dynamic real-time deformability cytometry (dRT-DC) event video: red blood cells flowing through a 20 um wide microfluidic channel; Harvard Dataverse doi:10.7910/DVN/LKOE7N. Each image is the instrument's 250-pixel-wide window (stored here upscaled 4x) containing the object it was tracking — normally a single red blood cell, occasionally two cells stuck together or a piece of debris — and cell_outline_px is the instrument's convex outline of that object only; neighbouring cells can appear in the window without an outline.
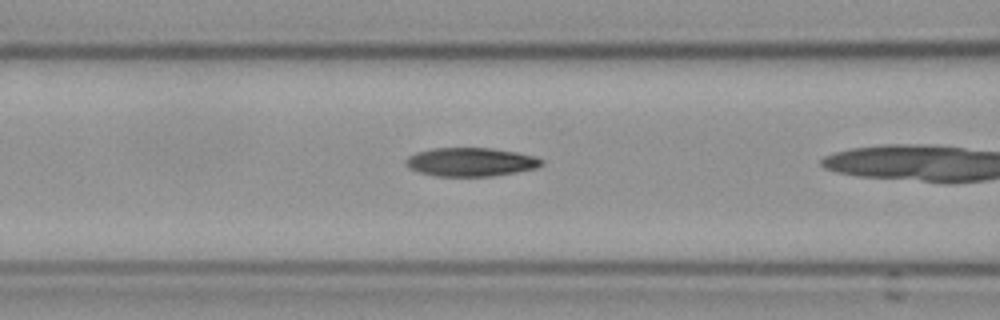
{"species": "Egyptian fruit bat (a non-hibernating species)", "species_latin": "Rousettus aegyptiacus", "temperature_condition": "cold", "stored_images_in_passage": 13, "camera_frame_rate_fps": 3000, "um_per_image_px": 0.085, "frame": {"image": 1, "passage_image": 6, "time_ms": 1.667, "image_size_px": [1000, 320], "cell_outline_px": [[544, 164], [536, 168], [516, 172], [492, 176], [436, 176], [420, 172], [408, 168], [404, 164], [404, 160], [408, 156], [416, 152], [432, 148], [492, 148], [516, 152], [532, 156], [544, 160]], "centroid_in_image_um": [39.98, 13.77], "position_along_channel_um": 126.6, "area_um2": 22.72}}